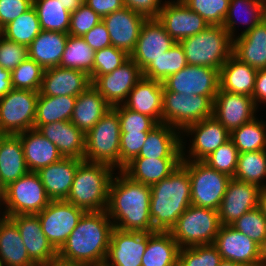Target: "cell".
<instances>
[{
  "instance_id": "52a82bcc",
  "label": "cell",
  "mask_w": 266,
  "mask_h": 266,
  "mask_svg": "<svg viewBox=\"0 0 266 266\" xmlns=\"http://www.w3.org/2000/svg\"><path fill=\"white\" fill-rule=\"evenodd\" d=\"M221 227L217 210L190 205L169 231L180 246L213 244Z\"/></svg>"
},
{
  "instance_id": "30bf717a",
  "label": "cell",
  "mask_w": 266,
  "mask_h": 266,
  "mask_svg": "<svg viewBox=\"0 0 266 266\" xmlns=\"http://www.w3.org/2000/svg\"><path fill=\"white\" fill-rule=\"evenodd\" d=\"M188 169L191 184V204L218 210L231 177L203 161H182Z\"/></svg>"
},
{
  "instance_id": "836d02e7",
  "label": "cell",
  "mask_w": 266,
  "mask_h": 266,
  "mask_svg": "<svg viewBox=\"0 0 266 266\" xmlns=\"http://www.w3.org/2000/svg\"><path fill=\"white\" fill-rule=\"evenodd\" d=\"M68 35L42 30L28 46V58L34 60L44 70L59 66Z\"/></svg>"
},
{
  "instance_id": "d6a6232c",
  "label": "cell",
  "mask_w": 266,
  "mask_h": 266,
  "mask_svg": "<svg viewBox=\"0 0 266 266\" xmlns=\"http://www.w3.org/2000/svg\"><path fill=\"white\" fill-rule=\"evenodd\" d=\"M0 260L2 266H37L28 256L16 224L0 215Z\"/></svg>"
},
{
  "instance_id": "8992f818",
  "label": "cell",
  "mask_w": 266,
  "mask_h": 266,
  "mask_svg": "<svg viewBox=\"0 0 266 266\" xmlns=\"http://www.w3.org/2000/svg\"><path fill=\"white\" fill-rule=\"evenodd\" d=\"M84 160L104 163L120 171V121L111 108L85 135Z\"/></svg>"
},
{
  "instance_id": "d6986e66",
  "label": "cell",
  "mask_w": 266,
  "mask_h": 266,
  "mask_svg": "<svg viewBox=\"0 0 266 266\" xmlns=\"http://www.w3.org/2000/svg\"><path fill=\"white\" fill-rule=\"evenodd\" d=\"M176 41L166 32L158 18L144 21L134 51L130 58L143 71L151 62L168 51Z\"/></svg>"
},
{
  "instance_id": "6f0895ef",
  "label": "cell",
  "mask_w": 266,
  "mask_h": 266,
  "mask_svg": "<svg viewBox=\"0 0 266 266\" xmlns=\"http://www.w3.org/2000/svg\"><path fill=\"white\" fill-rule=\"evenodd\" d=\"M33 6V0H0V29Z\"/></svg>"
},
{
  "instance_id": "ac0fdd59",
  "label": "cell",
  "mask_w": 266,
  "mask_h": 266,
  "mask_svg": "<svg viewBox=\"0 0 266 266\" xmlns=\"http://www.w3.org/2000/svg\"><path fill=\"white\" fill-rule=\"evenodd\" d=\"M148 239L149 232L114 227L103 266H141Z\"/></svg>"
},
{
  "instance_id": "277c9868",
  "label": "cell",
  "mask_w": 266,
  "mask_h": 266,
  "mask_svg": "<svg viewBox=\"0 0 266 266\" xmlns=\"http://www.w3.org/2000/svg\"><path fill=\"white\" fill-rule=\"evenodd\" d=\"M116 170L104 163L83 160L74 175L65 201L85 212L105 211L108 205L109 186Z\"/></svg>"
},
{
  "instance_id": "8d00e7d4",
  "label": "cell",
  "mask_w": 266,
  "mask_h": 266,
  "mask_svg": "<svg viewBox=\"0 0 266 266\" xmlns=\"http://www.w3.org/2000/svg\"><path fill=\"white\" fill-rule=\"evenodd\" d=\"M265 8L266 6L263 3L256 0H230L228 14L224 20L223 27L234 40L246 34L264 20ZM237 23L246 25L241 34L239 32L237 34Z\"/></svg>"
},
{
  "instance_id": "7402d4cb",
  "label": "cell",
  "mask_w": 266,
  "mask_h": 266,
  "mask_svg": "<svg viewBox=\"0 0 266 266\" xmlns=\"http://www.w3.org/2000/svg\"><path fill=\"white\" fill-rule=\"evenodd\" d=\"M9 218L16 224L28 256L37 266L58 258V251L43 233L37 215H14Z\"/></svg>"
},
{
  "instance_id": "6125c7cd",
  "label": "cell",
  "mask_w": 266,
  "mask_h": 266,
  "mask_svg": "<svg viewBox=\"0 0 266 266\" xmlns=\"http://www.w3.org/2000/svg\"><path fill=\"white\" fill-rule=\"evenodd\" d=\"M252 98L257 107L266 105V69L257 70Z\"/></svg>"
},
{
  "instance_id": "e575fe53",
  "label": "cell",
  "mask_w": 266,
  "mask_h": 266,
  "mask_svg": "<svg viewBox=\"0 0 266 266\" xmlns=\"http://www.w3.org/2000/svg\"><path fill=\"white\" fill-rule=\"evenodd\" d=\"M256 75V69L232 54L219 71L220 89L252 97Z\"/></svg>"
},
{
  "instance_id": "11a10c76",
  "label": "cell",
  "mask_w": 266,
  "mask_h": 266,
  "mask_svg": "<svg viewBox=\"0 0 266 266\" xmlns=\"http://www.w3.org/2000/svg\"><path fill=\"white\" fill-rule=\"evenodd\" d=\"M28 58V47L6 39L0 35V66L12 72Z\"/></svg>"
},
{
  "instance_id": "f1b7e54d",
  "label": "cell",
  "mask_w": 266,
  "mask_h": 266,
  "mask_svg": "<svg viewBox=\"0 0 266 266\" xmlns=\"http://www.w3.org/2000/svg\"><path fill=\"white\" fill-rule=\"evenodd\" d=\"M21 139L25 162L29 172H37L63 158L56 145L32 128L17 134Z\"/></svg>"
},
{
  "instance_id": "f546056e",
  "label": "cell",
  "mask_w": 266,
  "mask_h": 266,
  "mask_svg": "<svg viewBox=\"0 0 266 266\" xmlns=\"http://www.w3.org/2000/svg\"><path fill=\"white\" fill-rule=\"evenodd\" d=\"M111 108L112 106L91 85L77 96L70 121L86 135Z\"/></svg>"
},
{
  "instance_id": "8fae6325",
  "label": "cell",
  "mask_w": 266,
  "mask_h": 266,
  "mask_svg": "<svg viewBox=\"0 0 266 266\" xmlns=\"http://www.w3.org/2000/svg\"><path fill=\"white\" fill-rule=\"evenodd\" d=\"M39 92L10 90L0 98V134L17 135L34 128Z\"/></svg>"
},
{
  "instance_id": "ba28073f",
  "label": "cell",
  "mask_w": 266,
  "mask_h": 266,
  "mask_svg": "<svg viewBox=\"0 0 266 266\" xmlns=\"http://www.w3.org/2000/svg\"><path fill=\"white\" fill-rule=\"evenodd\" d=\"M50 201L38 174L28 172L7 186L5 206L0 209V215H36L44 210Z\"/></svg>"
},
{
  "instance_id": "8c879c8a",
  "label": "cell",
  "mask_w": 266,
  "mask_h": 266,
  "mask_svg": "<svg viewBox=\"0 0 266 266\" xmlns=\"http://www.w3.org/2000/svg\"><path fill=\"white\" fill-rule=\"evenodd\" d=\"M256 1H259V2L263 3L266 6V0H256Z\"/></svg>"
},
{
  "instance_id": "5b68a950",
  "label": "cell",
  "mask_w": 266,
  "mask_h": 266,
  "mask_svg": "<svg viewBox=\"0 0 266 266\" xmlns=\"http://www.w3.org/2000/svg\"><path fill=\"white\" fill-rule=\"evenodd\" d=\"M188 65L207 66L220 71L233 54V39L222 25H209L194 36L181 40Z\"/></svg>"
},
{
  "instance_id": "816d5d0a",
  "label": "cell",
  "mask_w": 266,
  "mask_h": 266,
  "mask_svg": "<svg viewBox=\"0 0 266 266\" xmlns=\"http://www.w3.org/2000/svg\"><path fill=\"white\" fill-rule=\"evenodd\" d=\"M124 50L118 49L114 46L106 47L95 51L93 70L90 76H101L111 73L120 67L128 58Z\"/></svg>"
},
{
  "instance_id": "f907efd6",
  "label": "cell",
  "mask_w": 266,
  "mask_h": 266,
  "mask_svg": "<svg viewBox=\"0 0 266 266\" xmlns=\"http://www.w3.org/2000/svg\"><path fill=\"white\" fill-rule=\"evenodd\" d=\"M231 226L257 244L266 236V218L258 207L244 213Z\"/></svg>"
},
{
  "instance_id": "7a4b0ae2",
  "label": "cell",
  "mask_w": 266,
  "mask_h": 266,
  "mask_svg": "<svg viewBox=\"0 0 266 266\" xmlns=\"http://www.w3.org/2000/svg\"><path fill=\"white\" fill-rule=\"evenodd\" d=\"M114 225L105 211H88L58 250V258L84 266H103Z\"/></svg>"
},
{
  "instance_id": "9f6ffc18",
  "label": "cell",
  "mask_w": 266,
  "mask_h": 266,
  "mask_svg": "<svg viewBox=\"0 0 266 266\" xmlns=\"http://www.w3.org/2000/svg\"><path fill=\"white\" fill-rule=\"evenodd\" d=\"M148 132L121 133L120 136V170L136 158L143 147Z\"/></svg>"
},
{
  "instance_id": "94428289",
  "label": "cell",
  "mask_w": 266,
  "mask_h": 266,
  "mask_svg": "<svg viewBox=\"0 0 266 266\" xmlns=\"http://www.w3.org/2000/svg\"><path fill=\"white\" fill-rule=\"evenodd\" d=\"M84 4L90 7L101 18L125 7L123 0H84Z\"/></svg>"
},
{
  "instance_id": "1f68e13d",
  "label": "cell",
  "mask_w": 266,
  "mask_h": 266,
  "mask_svg": "<svg viewBox=\"0 0 266 266\" xmlns=\"http://www.w3.org/2000/svg\"><path fill=\"white\" fill-rule=\"evenodd\" d=\"M181 163L182 159L136 157L121 171L131 180L151 186L167 178Z\"/></svg>"
},
{
  "instance_id": "74e56055",
  "label": "cell",
  "mask_w": 266,
  "mask_h": 266,
  "mask_svg": "<svg viewBox=\"0 0 266 266\" xmlns=\"http://www.w3.org/2000/svg\"><path fill=\"white\" fill-rule=\"evenodd\" d=\"M179 251L169 231L149 232L141 266H178Z\"/></svg>"
},
{
  "instance_id": "03108f58",
  "label": "cell",
  "mask_w": 266,
  "mask_h": 266,
  "mask_svg": "<svg viewBox=\"0 0 266 266\" xmlns=\"http://www.w3.org/2000/svg\"><path fill=\"white\" fill-rule=\"evenodd\" d=\"M59 1L63 5V8L69 11L70 13L74 12L82 4H84V0H59Z\"/></svg>"
},
{
  "instance_id": "2644e50d",
  "label": "cell",
  "mask_w": 266,
  "mask_h": 266,
  "mask_svg": "<svg viewBox=\"0 0 266 266\" xmlns=\"http://www.w3.org/2000/svg\"><path fill=\"white\" fill-rule=\"evenodd\" d=\"M219 266H239L236 263L228 260H222Z\"/></svg>"
},
{
  "instance_id": "681fc988",
  "label": "cell",
  "mask_w": 266,
  "mask_h": 266,
  "mask_svg": "<svg viewBox=\"0 0 266 266\" xmlns=\"http://www.w3.org/2000/svg\"><path fill=\"white\" fill-rule=\"evenodd\" d=\"M238 156V149L231 140H228L205 158L203 162L218 172L233 178L237 167Z\"/></svg>"
},
{
  "instance_id": "db71d44e",
  "label": "cell",
  "mask_w": 266,
  "mask_h": 266,
  "mask_svg": "<svg viewBox=\"0 0 266 266\" xmlns=\"http://www.w3.org/2000/svg\"><path fill=\"white\" fill-rule=\"evenodd\" d=\"M101 21L102 18L96 12L86 4H82L71 13L68 34L75 37H83Z\"/></svg>"
},
{
  "instance_id": "83f0119b",
  "label": "cell",
  "mask_w": 266,
  "mask_h": 266,
  "mask_svg": "<svg viewBox=\"0 0 266 266\" xmlns=\"http://www.w3.org/2000/svg\"><path fill=\"white\" fill-rule=\"evenodd\" d=\"M37 130L56 145L63 157L84 160L86 136L71 121L44 124Z\"/></svg>"
},
{
  "instance_id": "f35d334b",
  "label": "cell",
  "mask_w": 266,
  "mask_h": 266,
  "mask_svg": "<svg viewBox=\"0 0 266 266\" xmlns=\"http://www.w3.org/2000/svg\"><path fill=\"white\" fill-rule=\"evenodd\" d=\"M75 96H47L39 92L36 105L34 128L57 121H70L74 109Z\"/></svg>"
},
{
  "instance_id": "7c38bea8",
  "label": "cell",
  "mask_w": 266,
  "mask_h": 266,
  "mask_svg": "<svg viewBox=\"0 0 266 266\" xmlns=\"http://www.w3.org/2000/svg\"><path fill=\"white\" fill-rule=\"evenodd\" d=\"M181 136L182 161H203L230 140V132L213 115L188 125L181 132ZM185 136L190 139L189 149H186Z\"/></svg>"
},
{
  "instance_id": "bcb514c9",
  "label": "cell",
  "mask_w": 266,
  "mask_h": 266,
  "mask_svg": "<svg viewBox=\"0 0 266 266\" xmlns=\"http://www.w3.org/2000/svg\"><path fill=\"white\" fill-rule=\"evenodd\" d=\"M44 69L34 60L27 58L11 72V83L15 89L39 92Z\"/></svg>"
},
{
  "instance_id": "d4e9b609",
  "label": "cell",
  "mask_w": 266,
  "mask_h": 266,
  "mask_svg": "<svg viewBox=\"0 0 266 266\" xmlns=\"http://www.w3.org/2000/svg\"><path fill=\"white\" fill-rule=\"evenodd\" d=\"M82 161L78 158L63 157L61 160L36 172L51 201L67 199L75 172Z\"/></svg>"
},
{
  "instance_id": "a7ac6f4b",
  "label": "cell",
  "mask_w": 266,
  "mask_h": 266,
  "mask_svg": "<svg viewBox=\"0 0 266 266\" xmlns=\"http://www.w3.org/2000/svg\"><path fill=\"white\" fill-rule=\"evenodd\" d=\"M42 266H84V265L73 263V262H66V261H63L59 258H56V259H54V260H52V261H50L47 264H44Z\"/></svg>"
},
{
  "instance_id": "4dcf8cb0",
  "label": "cell",
  "mask_w": 266,
  "mask_h": 266,
  "mask_svg": "<svg viewBox=\"0 0 266 266\" xmlns=\"http://www.w3.org/2000/svg\"><path fill=\"white\" fill-rule=\"evenodd\" d=\"M233 55L256 70L266 69V22L233 40Z\"/></svg>"
},
{
  "instance_id": "cb8c5ba5",
  "label": "cell",
  "mask_w": 266,
  "mask_h": 266,
  "mask_svg": "<svg viewBox=\"0 0 266 266\" xmlns=\"http://www.w3.org/2000/svg\"><path fill=\"white\" fill-rule=\"evenodd\" d=\"M91 85L90 75L85 71L56 66L44 70L39 92L42 95L54 97H77Z\"/></svg>"
},
{
  "instance_id": "9c48e42d",
  "label": "cell",
  "mask_w": 266,
  "mask_h": 266,
  "mask_svg": "<svg viewBox=\"0 0 266 266\" xmlns=\"http://www.w3.org/2000/svg\"><path fill=\"white\" fill-rule=\"evenodd\" d=\"M213 115V100L209 96L186 95L163 88L162 123L180 130Z\"/></svg>"
},
{
  "instance_id": "be15d7a7",
  "label": "cell",
  "mask_w": 266,
  "mask_h": 266,
  "mask_svg": "<svg viewBox=\"0 0 266 266\" xmlns=\"http://www.w3.org/2000/svg\"><path fill=\"white\" fill-rule=\"evenodd\" d=\"M11 72L0 66V98L12 90Z\"/></svg>"
},
{
  "instance_id": "4316f807",
  "label": "cell",
  "mask_w": 266,
  "mask_h": 266,
  "mask_svg": "<svg viewBox=\"0 0 266 266\" xmlns=\"http://www.w3.org/2000/svg\"><path fill=\"white\" fill-rule=\"evenodd\" d=\"M137 157L155 159H182L181 131L169 124H158L148 132Z\"/></svg>"
},
{
  "instance_id": "680465c9",
  "label": "cell",
  "mask_w": 266,
  "mask_h": 266,
  "mask_svg": "<svg viewBox=\"0 0 266 266\" xmlns=\"http://www.w3.org/2000/svg\"><path fill=\"white\" fill-rule=\"evenodd\" d=\"M166 0H123L124 6L143 15L145 18H157Z\"/></svg>"
},
{
  "instance_id": "e7e4bbea",
  "label": "cell",
  "mask_w": 266,
  "mask_h": 266,
  "mask_svg": "<svg viewBox=\"0 0 266 266\" xmlns=\"http://www.w3.org/2000/svg\"><path fill=\"white\" fill-rule=\"evenodd\" d=\"M257 266H266V236L258 243Z\"/></svg>"
},
{
  "instance_id": "5bb4252c",
  "label": "cell",
  "mask_w": 266,
  "mask_h": 266,
  "mask_svg": "<svg viewBox=\"0 0 266 266\" xmlns=\"http://www.w3.org/2000/svg\"><path fill=\"white\" fill-rule=\"evenodd\" d=\"M163 86L167 91L186 95L209 96L213 101L220 88L219 70L207 66L187 65L169 75Z\"/></svg>"
},
{
  "instance_id": "ffe728a7",
  "label": "cell",
  "mask_w": 266,
  "mask_h": 266,
  "mask_svg": "<svg viewBox=\"0 0 266 266\" xmlns=\"http://www.w3.org/2000/svg\"><path fill=\"white\" fill-rule=\"evenodd\" d=\"M260 187L231 178L218 208L221 225H231L244 213L258 207Z\"/></svg>"
},
{
  "instance_id": "b9f144b4",
  "label": "cell",
  "mask_w": 266,
  "mask_h": 266,
  "mask_svg": "<svg viewBox=\"0 0 266 266\" xmlns=\"http://www.w3.org/2000/svg\"><path fill=\"white\" fill-rule=\"evenodd\" d=\"M234 179L266 186V150L239 153Z\"/></svg>"
},
{
  "instance_id": "753ad0ef",
  "label": "cell",
  "mask_w": 266,
  "mask_h": 266,
  "mask_svg": "<svg viewBox=\"0 0 266 266\" xmlns=\"http://www.w3.org/2000/svg\"><path fill=\"white\" fill-rule=\"evenodd\" d=\"M264 20L266 22V8H265V12H264Z\"/></svg>"
},
{
  "instance_id": "4fadbf2b",
  "label": "cell",
  "mask_w": 266,
  "mask_h": 266,
  "mask_svg": "<svg viewBox=\"0 0 266 266\" xmlns=\"http://www.w3.org/2000/svg\"><path fill=\"white\" fill-rule=\"evenodd\" d=\"M84 210L65 200L50 201L44 210L36 214L42 231L58 251L77 226Z\"/></svg>"
},
{
  "instance_id": "6da1fadb",
  "label": "cell",
  "mask_w": 266,
  "mask_h": 266,
  "mask_svg": "<svg viewBox=\"0 0 266 266\" xmlns=\"http://www.w3.org/2000/svg\"><path fill=\"white\" fill-rule=\"evenodd\" d=\"M151 187L131 180L121 170L109 186L106 212L115 228L125 231L155 232L150 218Z\"/></svg>"
},
{
  "instance_id": "2e32d148",
  "label": "cell",
  "mask_w": 266,
  "mask_h": 266,
  "mask_svg": "<svg viewBox=\"0 0 266 266\" xmlns=\"http://www.w3.org/2000/svg\"><path fill=\"white\" fill-rule=\"evenodd\" d=\"M258 109L252 97L220 88L213 101V116L230 133L256 118Z\"/></svg>"
},
{
  "instance_id": "60d3db41",
  "label": "cell",
  "mask_w": 266,
  "mask_h": 266,
  "mask_svg": "<svg viewBox=\"0 0 266 266\" xmlns=\"http://www.w3.org/2000/svg\"><path fill=\"white\" fill-rule=\"evenodd\" d=\"M42 31L35 8L19 15L1 29V35L6 39L28 47Z\"/></svg>"
},
{
  "instance_id": "c3c4849f",
  "label": "cell",
  "mask_w": 266,
  "mask_h": 266,
  "mask_svg": "<svg viewBox=\"0 0 266 266\" xmlns=\"http://www.w3.org/2000/svg\"><path fill=\"white\" fill-rule=\"evenodd\" d=\"M210 25H222L228 14L230 0H181Z\"/></svg>"
},
{
  "instance_id": "e0dca14e",
  "label": "cell",
  "mask_w": 266,
  "mask_h": 266,
  "mask_svg": "<svg viewBox=\"0 0 266 266\" xmlns=\"http://www.w3.org/2000/svg\"><path fill=\"white\" fill-rule=\"evenodd\" d=\"M157 18L171 38L178 43L202 32L210 25L181 0L166 1Z\"/></svg>"
},
{
  "instance_id": "003e7915",
  "label": "cell",
  "mask_w": 266,
  "mask_h": 266,
  "mask_svg": "<svg viewBox=\"0 0 266 266\" xmlns=\"http://www.w3.org/2000/svg\"><path fill=\"white\" fill-rule=\"evenodd\" d=\"M258 208L261 210L263 216L266 218V186L260 187Z\"/></svg>"
},
{
  "instance_id": "3957f363",
  "label": "cell",
  "mask_w": 266,
  "mask_h": 266,
  "mask_svg": "<svg viewBox=\"0 0 266 266\" xmlns=\"http://www.w3.org/2000/svg\"><path fill=\"white\" fill-rule=\"evenodd\" d=\"M151 187L150 218L156 231H170L191 205L188 169L181 163L167 178Z\"/></svg>"
},
{
  "instance_id": "603a6c76",
  "label": "cell",
  "mask_w": 266,
  "mask_h": 266,
  "mask_svg": "<svg viewBox=\"0 0 266 266\" xmlns=\"http://www.w3.org/2000/svg\"><path fill=\"white\" fill-rule=\"evenodd\" d=\"M213 245L222 260L232 261L239 266H257L258 244L231 225H221Z\"/></svg>"
},
{
  "instance_id": "7bdbcfd3",
  "label": "cell",
  "mask_w": 266,
  "mask_h": 266,
  "mask_svg": "<svg viewBox=\"0 0 266 266\" xmlns=\"http://www.w3.org/2000/svg\"><path fill=\"white\" fill-rule=\"evenodd\" d=\"M33 7L42 30L68 34L71 13L59 0H33Z\"/></svg>"
},
{
  "instance_id": "f5cc1de1",
  "label": "cell",
  "mask_w": 266,
  "mask_h": 266,
  "mask_svg": "<svg viewBox=\"0 0 266 266\" xmlns=\"http://www.w3.org/2000/svg\"><path fill=\"white\" fill-rule=\"evenodd\" d=\"M119 115L121 133L150 132L158 123L151 117L132 111L123 104L112 107Z\"/></svg>"
},
{
  "instance_id": "44dd1931",
  "label": "cell",
  "mask_w": 266,
  "mask_h": 266,
  "mask_svg": "<svg viewBox=\"0 0 266 266\" xmlns=\"http://www.w3.org/2000/svg\"><path fill=\"white\" fill-rule=\"evenodd\" d=\"M145 18L143 15L123 7L102 18L112 46L130 55L136 46Z\"/></svg>"
},
{
  "instance_id": "ab89813d",
  "label": "cell",
  "mask_w": 266,
  "mask_h": 266,
  "mask_svg": "<svg viewBox=\"0 0 266 266\" xmlns=\"http://www.w3.org/2000/svg\"><path fill=\"white\" fill-rule=\"evenodd\" d=\"M187 65L184 49L176 42L173 47L151 62L142 71V76L163 83L169 75L177 73Z\"/></svg>"
},
{
  "instance_id": "f6af8a7d",
  "label": "cell",
  "mask_w": 266,
  "mask_h": 266,
  "mask_svg": "<svg viewBox=\"0 0 266 266\" xmlns=\"http://www.w3.org/2000/svg\"><path fill=\"white\" fill-rule=\"evenodd\" d=\"M94 57L95 51L82 37L68 35L59 66L90 74L93 70Z\"/></svg>"
},
{
  "instance_id": "7dc6e473",
  "label": "cell",
  "mask_w": 266,
  "mask_h": 266,
  "mask_svg": "<svg viewBox=\"0 0 266 266\" xmlns=\"http://www.w3.org/2000/svg\"><path fill=\"white\" fill-rule=\"evenodd\" d=\"M222 257L213 244L180 248L178 266H219Z\"/></svg>"
},
{
  "instance_id": "d590c367",
  "label": "cell",
  "mask_w": 266,
  "mask_h": 266,
  "mask_svg": "<svg viewBox=\"0 0 266 266\" xmlns=\"http://www.w3.org/2000/svg\"><path fill=\"white\" fill-rule=\"evenodd\" d=\"M28 172L20 137L0 134V176L3 183L8 186Z\"/></svg>"
},
{
  "instance_id": "ee69618b",
  "label": "cell",
  "mask_w": 266,
  "mask_h": 266,
  "mask_svg": "<svg viewBox=\"0 0 266 266\" xmlns=\"http://www.w3.org/2000/svg\"><path fill=\"white\" fill-rule=\"evenodd\" d=\"M230 140L239 153L266 150V121L256 117L244 123L230 133Z\"/></svg>"
},
{
  "instance_id": "484cf974",
  "label": "cell",
  "mask_w": 266,
  "mask_h": 266,
  "mask_svg": "<svg viewBox=\"0 0 266 266\" xmlns=\"http://www.w3.org/2000/svg\"><path fill=\"white\" fill-rule=\"evenodd\" d=\"M163 83L142 77L129 92L123 105L162 123Z\"/></svg>"
},
{
  "instance_id": "89a4df30",
  "label": "cell",
  "mask_w": 266,
  "mask_h": 266,
  "mask_svg": "<svg viewBox=\"0 0 266 266\" xmlns=\"http://www.w3.org/2000/svg\"><path fill=\"white\" fill-rule=\"evenodd\" d=\"M6 188L7 186L3 183L0 176V209L4 206L5 198H6Z\"/></svg>"
},
{
  "instance_id": "9a60e30c",
  "label": "cell",
  "mask_w": 266,
  "mask_h": 266,
  "mask_svg": "<svg viewBox=\"0 0 266 266\" xmlns=\"http://www.w3.org/2000/svg\"><path fill=\"white\" fill-rule=\"evenodd\" d=\"M142 77L141 69L130 57L111 73L90 76L92 86L112 107L123 104Z\"/></svg>"
},
{
  "instance_id": "91938a15",
  "label": "cell",
  "mask_w": 266,
  "mask_h": 266,
  "mask_svg": "<svg viewBox=\"0 0 266 266\" xmlns=\"http://www.w3.org/2000/svg\"><path fill=\"white\" fill-rule=\"evenodd\" d=\"M82 38L94 51L112 46L109 32L103 21L94 26Z\"/></svg>"
}]
</instances>
